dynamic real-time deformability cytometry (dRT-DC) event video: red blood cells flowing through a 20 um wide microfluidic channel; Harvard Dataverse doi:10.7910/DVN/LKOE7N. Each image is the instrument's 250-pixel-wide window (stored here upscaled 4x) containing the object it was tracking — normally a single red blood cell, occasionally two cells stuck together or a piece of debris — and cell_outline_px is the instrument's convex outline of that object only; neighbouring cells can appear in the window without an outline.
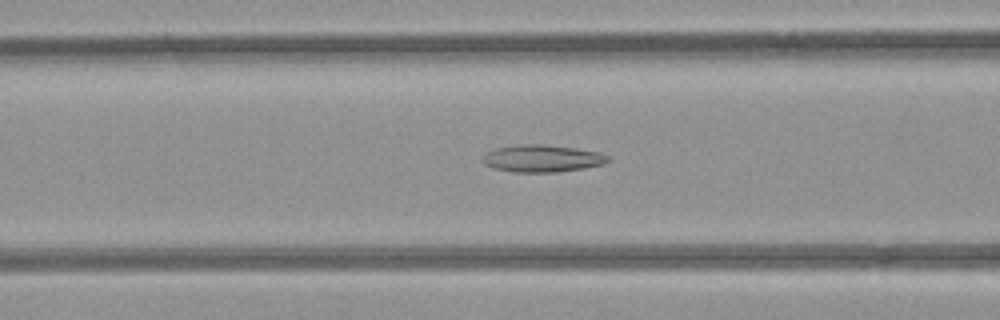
{"species": "common noctule bat (a hibernating species)", "species_latin": "Nyctalus noctula", "temperature_condition": "room temperature", "stored_images_in_passage": 39, "camera_frame_rate_fps": 3000, "um_per_image_px": 0.085, "animal": {"sex": "female", "body_mass_g": 21.9}, "frame": {"image": 1, "passage_image": 7, "time_ms": 2.0, "image_size_px": [1000, 320], "cell_outline_px": [[612, 160], [604, 164], [584, 168], [556, 172], [512, 172], [492, 168], [484, 164], [480, 160], [488, 152], [496, 148], [520, 144], [544, 144], [576, 148], [600, 152], [608, 156]], "centroid_in_image_um": [46.09, 13.47], "position_along_channel_um": 120.5, "area_um2": 20.06}}
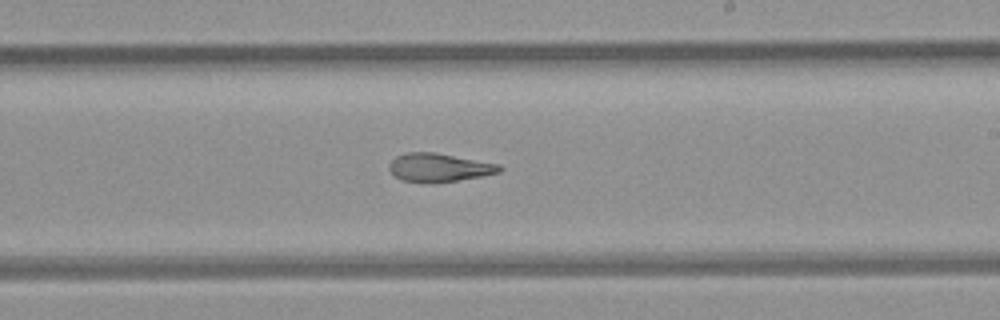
{"frame": {"image": 2, "passage_image": 17, "time_ms": 5.333, "image_size_px": [1000, 320], "cell_outline_px": [[504, 168], [500, 172], [480, 176], [456, 180], [400, 180], [388, 168], [388, 164], [396, 156], [408, 152], [432, 152], [500, 164]], "centroid_in_image_um": [37.34, 14.19], "position_along_channel_um": 251.7, "area_um2": 17.46}}
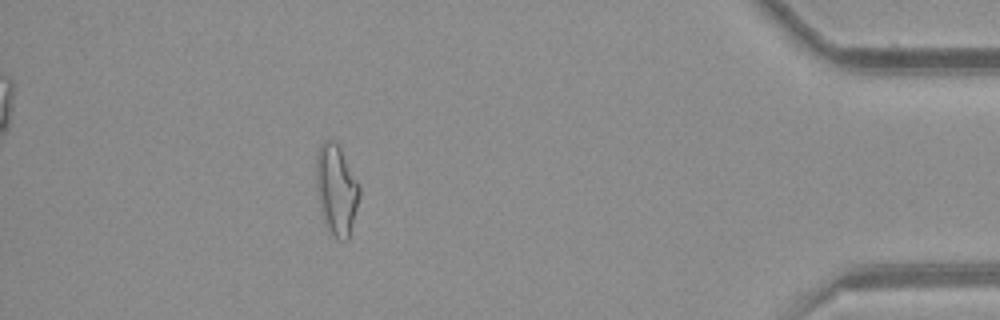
{"frame": {"image": 3, "passage_image": 33, "time_ms": 10.667, "image_size_px": [1000, 320], "cell_outline_px": [[360, 192], [348, 240], [344, 240], [328, 232], [320, 212], [316, 188], [316, 156], [320, 144], [324, 140], [332, 140], [340, 148], [360, 184]], "centroid_in_image_um": [28.57, 16.11], "position_along_channel_um": 406.6, "area_um2": 22.72}, "authors_computed_cell_mechanics": {"area_um2": 19.5942, "velocity_mm_per_s": 3.9303, "shape_relaxation_time_tau1_ms": null, "shape_relaxation_time_tau2_ms": 3.3033, "deformation_change_tau1": null, "deformation_change_tau2": 0.1334}}